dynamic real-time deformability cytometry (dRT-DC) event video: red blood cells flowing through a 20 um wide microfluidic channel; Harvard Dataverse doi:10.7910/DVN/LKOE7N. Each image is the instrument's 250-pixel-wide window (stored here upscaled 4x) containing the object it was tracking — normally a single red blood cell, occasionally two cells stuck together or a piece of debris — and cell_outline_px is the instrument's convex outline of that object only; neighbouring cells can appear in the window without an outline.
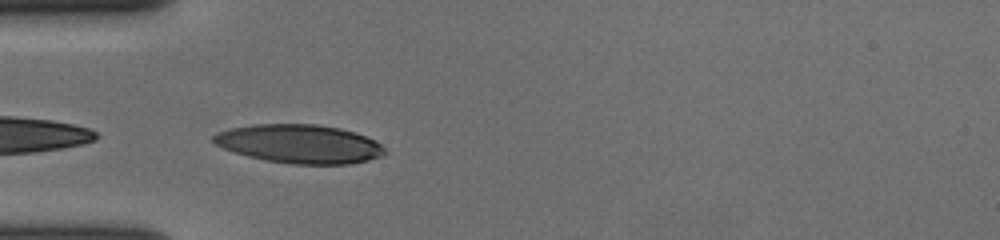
{"species": "human", "species_latin": "Homo sapiens", "temperature_condition": "cold", "stored_images_in_passage": 24, "camera_frame_rate_fps": 3000, "um_per_image_px": 0.085, "donor": {"sex": "female"}, "frame": {"image": 1, "passage_image": 1, "time_ms": 0.0, "image_size_px": [1000, 240], "cell_outline_px": [[388, 152], [380, 156], [368, 160], [348, 164], [292, 164], [268, 160], [248, 156], [224, 148], [216, 144], [212, 140], [212, 136], [216, 132], [232, 128], [252, 124], [316, 124], [340, 128], [356, 132], [376, 140]], "centroid_in_image_um": [25.48, 12.22], "position_along_channel_um": 59.5, "area_um2": 38.55}}
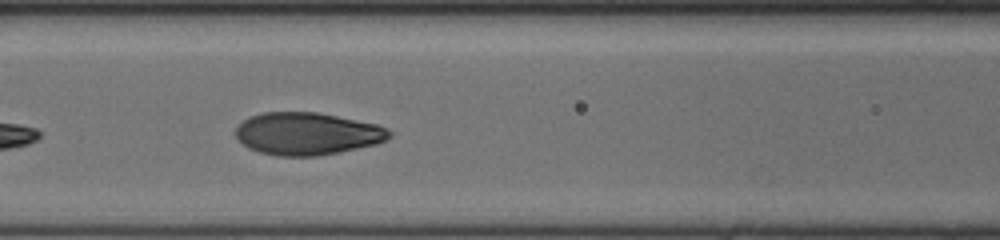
{"frame": {"image": 2, "passage_image": 8, "time_ms": 2.333, "image_size_px": [1000, 240], "cell_outline_px": [[392, 136], [376, 144], [316, 156], [276, 156], [260, 152], [248, 148], [236, 136], [236, 128], [248, 116], [264, 112], [316, 112], [376, 124], [388, 128], [392, 132]], "centroid_in_image_um": [26.1, 11.36], "position_along_channel_um": 140.5, "area_um2": 37.74}}
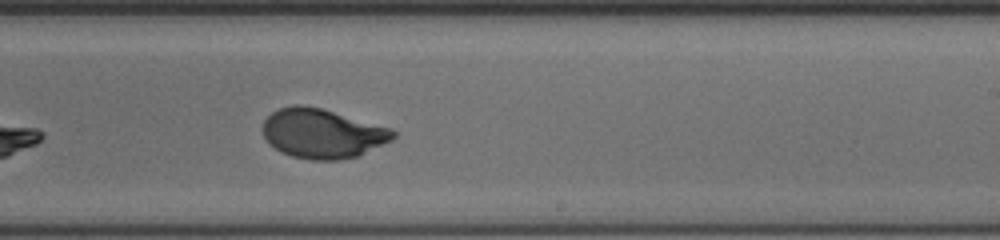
{"frame": {"image": 3, "passage_image": 18, "time_ms": 5.667, "image_size_px": [1000, 240], "cell_outline_px": [[396, 136], [392, 140], [360, 156], [340, 160], [312, 160], [292, 156], [280, 152], [268, 144], [260, 128], [264, 120], [272, 112], [280, 108], [292, 104], [304, 104], [324, 108], [392, 128], [396, 132]], "centroid_in_image_um": [27.4, 11.34], "position_along_channel_um": 261.6, "area_um2": 38.38}}